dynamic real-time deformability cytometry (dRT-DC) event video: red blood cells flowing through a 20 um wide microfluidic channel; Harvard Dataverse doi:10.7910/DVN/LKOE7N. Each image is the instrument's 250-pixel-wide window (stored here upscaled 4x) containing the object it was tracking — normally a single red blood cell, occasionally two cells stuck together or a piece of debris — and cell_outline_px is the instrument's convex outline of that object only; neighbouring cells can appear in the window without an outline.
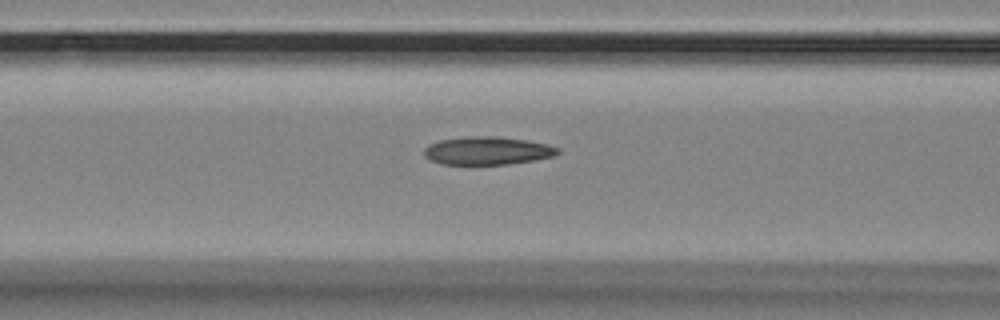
{"species": "Egyptian fruit bat (a non-hibernating species)", "species_latin": "Rousettus aegyptiacus", "temperature_condition": "room temperature", "stored_images_in_passage": 37, "camera_frame_rate_fps": 3000, "um_per_image_px": 0.085, "animal": {"sex": "female"}, "frame": {"image": 1, "passage_image": 3, "time_ms": 0.667, "image_size_px": [1000, 320], "cell_outline_px": [[560, 152], [556, 156], [508, 164], [440, 164], [424, 156], [424, 148], [428, 144], [440, 140], [468, 136], [496, 136], [528, 140], [548, 144], [560, 148]], "centroid_in_image_um": [41.45, 12.8], "position_along_channel_um": 125.2, "area_um2": 21.96}}
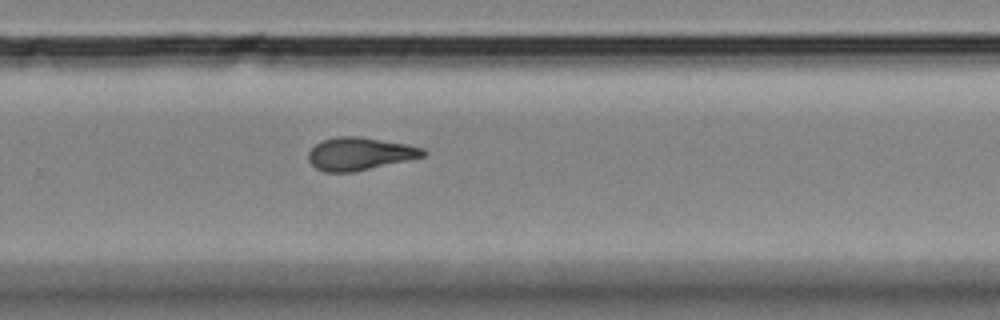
{"frame": {"image": 2, "passage_image": 18, "time_ms": 5.667, "image_size_px": [1000, 320], "cell_outline_px": [[428, 152], [424, 156], [408, 160], [356, 172], [324, 172], [316, 168], [308, 160], [308, 152], [316, 144], [324, 140], [336, 136], [360, 136], [408, 144], [424, 148]], "centroid_in_image_um": [30.6, 13.07], "position_along_channel_um": 299.2, "area_um2": 22.08}}
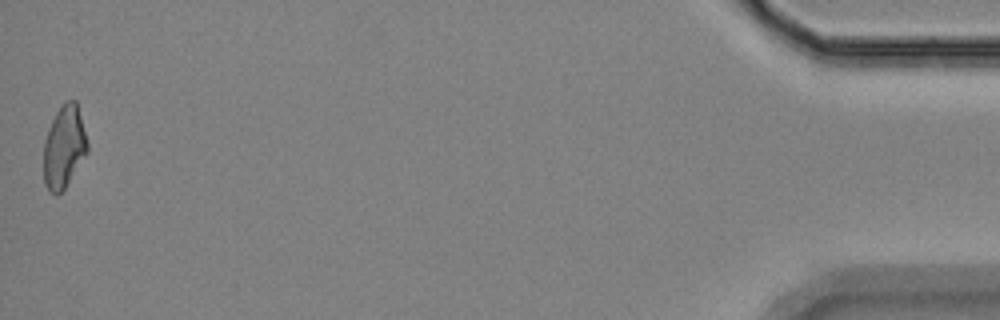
{"frame": {"image": 3, "passage_image": 37, "time_ms": 12.0, "image_size_px": [1000, 320], "cell_outline_px": [[88, 152], [64, 188], [56, 196], [48, 192], [44, 184], [44, 140], [48, 128], [56, 112], [64, 100], [76, 100], [88, 144]], "centroid_in_image_um": [5.43, 12.49], "position_along_channel_um": 429.8, "area_um2": 21.04}, "authors_computed_cell_mechanics": {"area_um2": 21.5594, "velocity_mm_per_s": 3.4832, "shape_relaxation_time_tau1_ms": 4.3705, "shape_relaxation_time_tau2_ms": 1.8041, "deformation_change_tau1": 0.1308, "deformation_change_tau2": 0.0864}}